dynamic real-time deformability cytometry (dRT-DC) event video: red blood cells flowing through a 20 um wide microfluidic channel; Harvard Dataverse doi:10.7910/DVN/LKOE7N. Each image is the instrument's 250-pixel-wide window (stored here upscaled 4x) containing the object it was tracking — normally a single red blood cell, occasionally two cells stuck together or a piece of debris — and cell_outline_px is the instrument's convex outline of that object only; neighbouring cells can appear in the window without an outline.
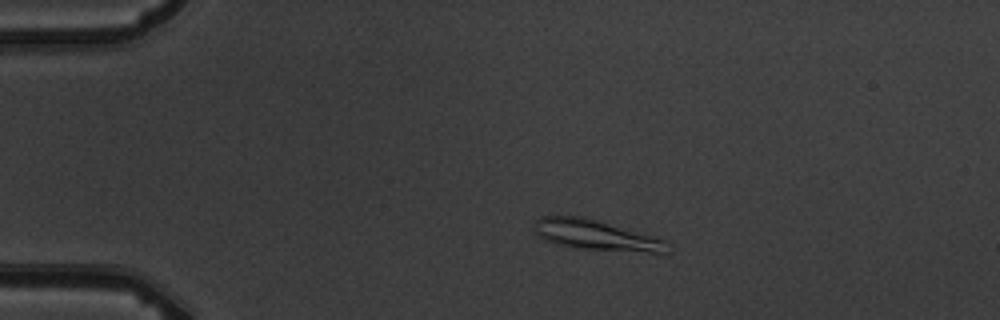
{"species": "common noctule bat (a hibernating species)", "species_latin": "Nyctalus noctula", "temperature_condition": "warm", "stored_images_in_passage": 7, "camera_frame_rate_fps": 3000, "um_per_image_px": 0.085, "animal": {"sex": "male", "body_mass_g": 19.5, "forearm_length_mm": 54.6}, "frame": {"image": 1, "passage_image": 4, "time_ms": 3.333, "image_size_px": [1000, 320], "cell_outline_px": [[668, 252], [648, 252], [572, 248], [556, 244], [544, 240], [536, 232], [536, 220], [540, 216], [584, 216], [668, 240]], "centroid_in_image_um": [50.67, 19.98], "position_along_channel_um": 34.3, "area_um2": 23.41}}